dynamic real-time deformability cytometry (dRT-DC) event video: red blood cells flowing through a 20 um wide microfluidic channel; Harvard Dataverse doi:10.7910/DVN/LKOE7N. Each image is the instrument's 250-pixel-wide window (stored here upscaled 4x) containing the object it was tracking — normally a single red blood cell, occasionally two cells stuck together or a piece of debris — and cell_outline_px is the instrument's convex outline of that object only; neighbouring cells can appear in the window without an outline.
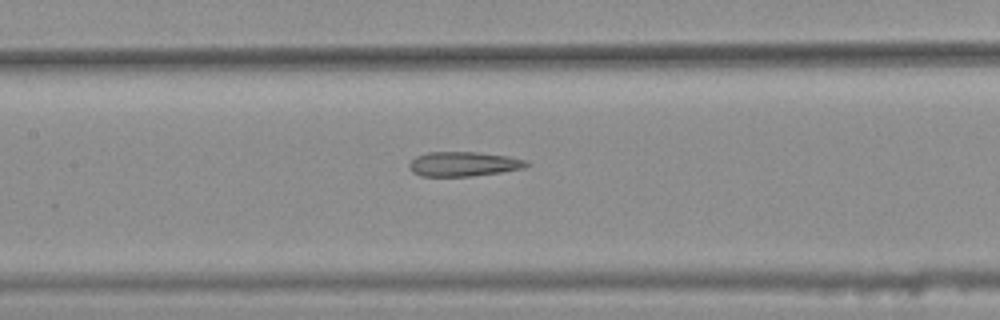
{"species": "common noctule bat (a hibernating species)", "species_latin": "Nyctalus noctula", "temperature_condition": "warm", "stored_images_in_passage": 18, "camera_frame_rate_fps": 3000, "um_per_image_px": 0.085, "animal": {"sex": "female", "body_mass_g": 25.1}, "frame": {"image": 1, "passage_image": 16, "time_ms": 5.0, "image_size_px": [1000, 320], "cell_outline_px": [[532, 164], [524, 168], [500, 172], [472, 176], [420, 176], [412, 172], [408, 168], [408, 164], [416, 156], [428, 152], [476, 152], [508, 156], [524, 160]], "centroid_in_image_um": [39.38, 13.94], "position_along_channel_um": 168.0, "area_um2": 16.82}}